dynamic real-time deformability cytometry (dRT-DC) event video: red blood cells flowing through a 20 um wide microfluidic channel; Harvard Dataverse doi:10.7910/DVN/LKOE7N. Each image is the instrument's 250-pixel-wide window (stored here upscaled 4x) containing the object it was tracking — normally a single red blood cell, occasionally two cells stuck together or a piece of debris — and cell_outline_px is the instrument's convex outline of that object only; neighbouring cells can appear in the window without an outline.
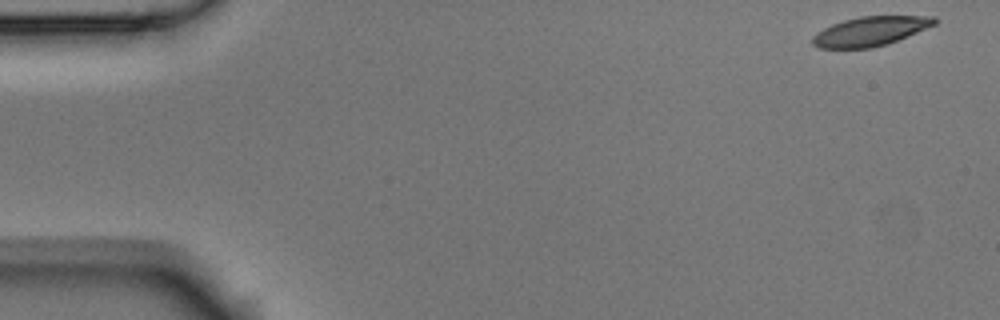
{"species": "Egyptian fruit bat (a non-hibernating species)", "species_latin": "Rousettus aegyptiacus", "temperature_condition": "room temperature", "stored_images_in_passage": 5, "camera_frame_rate_fps": 3000, "um_per_image_px": 0.085, "animal": {"sex": "male"}, "frame": {"image": 1, "passage_image": 1, "time_ms": 0.0, "image_size_px": [1000, 320], "cell_outline_px": [[936, 24], [908, 36], [888, 44], [872, 48], [820, 48], [812, 44], [812, 36], [824, 28], [832, 24], [844, 20], [860, 16], [936, 16]], "centroid_in_image_um": [73.98, 2.66], "position_along_channel_um": 11.0, "area_um2": 20.81}}
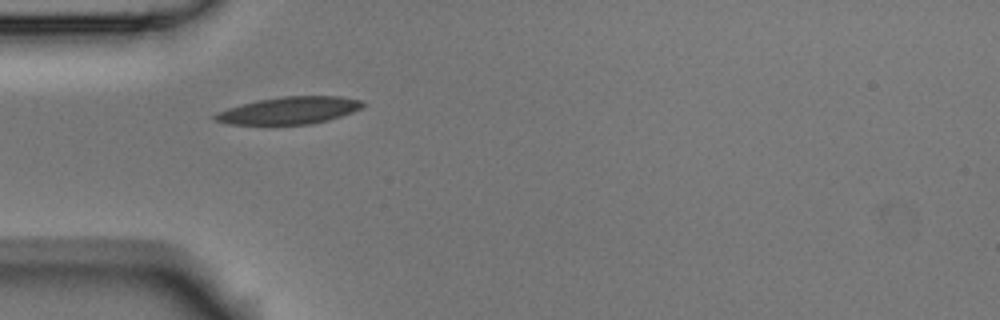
{"frame": {"image": 2, "passage_image": 4, "time_ms": 1.0, "image_size_px": [1000, 320], "cell_outline_px": [[364, 104], [360, 108], [352, 112], [328, 120], [312, 124], [228, 124], [216, 120], [212, 116], [216, 112], [228, 108], [260, 100], [280, 96], [340, 96], [360, 100]], "centroid_in_image_um": [24.58, 9.38], "position_along_channel_um": 60.4, "area_um2": 23.12}}
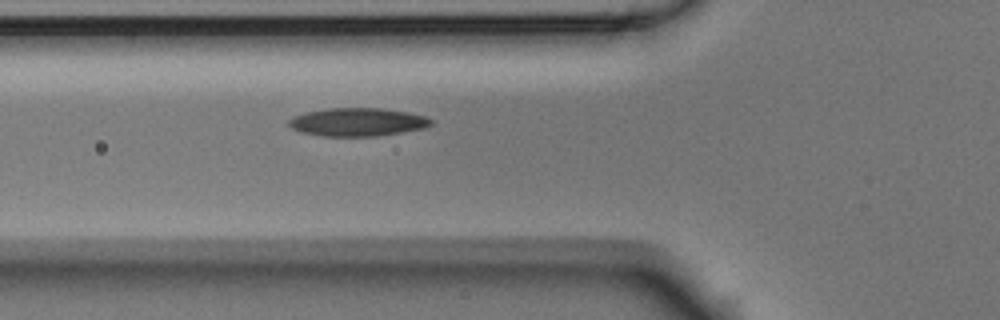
{"frame": {"image": 3, "passage_image": 5, "time_ms": 1.333, "image_size_px": [1000, 320], "cell_outline_px": [[432, 124], [424, 128], [376, 136], [320, 136], [300, 132], [292, 128], [288, 124], [288, 120], [296, 116], [308, 112], [328, 108], [380, 108], [408, 112], [424, 116], [432, 120]], "centroid_in_image_um": [30.38, 10.38], "position_along_channel_um": 95.4, "area_um2": 23.18}}